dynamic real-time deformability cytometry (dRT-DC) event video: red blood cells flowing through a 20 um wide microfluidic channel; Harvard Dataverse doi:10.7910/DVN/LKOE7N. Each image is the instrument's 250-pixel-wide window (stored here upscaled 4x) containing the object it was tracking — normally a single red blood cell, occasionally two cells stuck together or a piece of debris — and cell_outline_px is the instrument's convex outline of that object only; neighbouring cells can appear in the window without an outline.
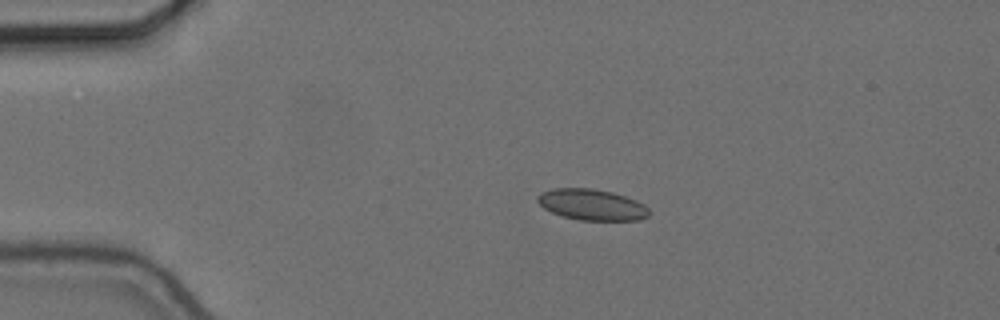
{"species": "common noctule bat (a hibernating species)", "species_latin": "Nyctalus noctula", "temperature_condition": "cold", "stored_images_in_passage": 45, "camera_frame_rate_fps": 3000, "um_per_image_px": 0.085, "animal": {"sex": "female", "body_mass_g": 24.6, "forearm_length_mm": 56.2}, "frame": {"image": 1, "passage_image": 1, "time_ms": 0.0, "image_size_px": [1000, 320], "cell_outline_px": [[652, 212], [648, 216], [640, 220], [580, 220], [564, 216], [552, 212], [544, 208], [536, 200], [536, 196], [540, 192], [552, 188], [592, 188], [612, 192], [636, 200], [644, 204]], "centroid_in_image_um": [50.31, 17.39], "position_along_channel_um": 34.7, "area_um2": 20.29}}
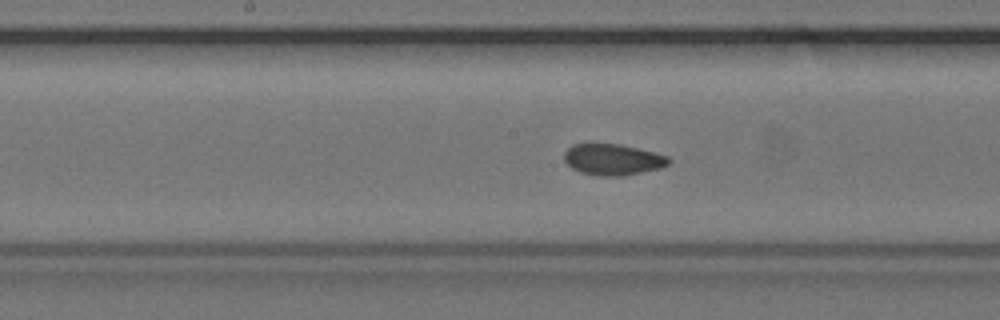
{"frame": {"image": 2, "passage_image": 18, "time_ms": 5.667, "image_size_px": [1000, 320], "cell_outline_px": [[672, 160], [668, 164], [660, 168], [620, 176], [600, 176], [580, 172], [572, 168], [564, 160], [564, 152], [572, 144], [592, 140], [620, 144], [668, 156]], "centroid_in_image_um": [52.01, 13.51], "position_along_channel_um": 196.2, "area_um2": 19.48}}
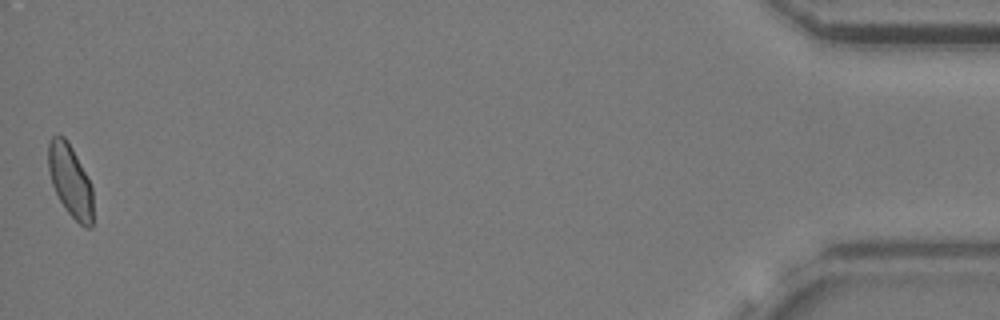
{"frame": {"image": 3, "passage_image": 45, "time_ms": 14.667, "image_size_px": [1000, 320], "cell_outline_px": [[92, 228], [84, 228], [64, 208], [52, 184], [48, 168], [48, 140], [52, 136], [64, 136], [68, 140], [92, 188]], "centroid_in_image_um": [5.95, 15.36], "position_along_channel_um": 429.2, "area_um2": 18.55}, "authors_computed_cell_mechanics": {"area_um2": 19.074, "velocity_mm_per_s": 3.645, "shape_relaxation_time_tau1_ms": 2.9298, "shape_relaxation_time_tau2_ms": 1.954, "deformation_change_tau1": 0.0633, "deformation_change_tau2": 0.0535}}